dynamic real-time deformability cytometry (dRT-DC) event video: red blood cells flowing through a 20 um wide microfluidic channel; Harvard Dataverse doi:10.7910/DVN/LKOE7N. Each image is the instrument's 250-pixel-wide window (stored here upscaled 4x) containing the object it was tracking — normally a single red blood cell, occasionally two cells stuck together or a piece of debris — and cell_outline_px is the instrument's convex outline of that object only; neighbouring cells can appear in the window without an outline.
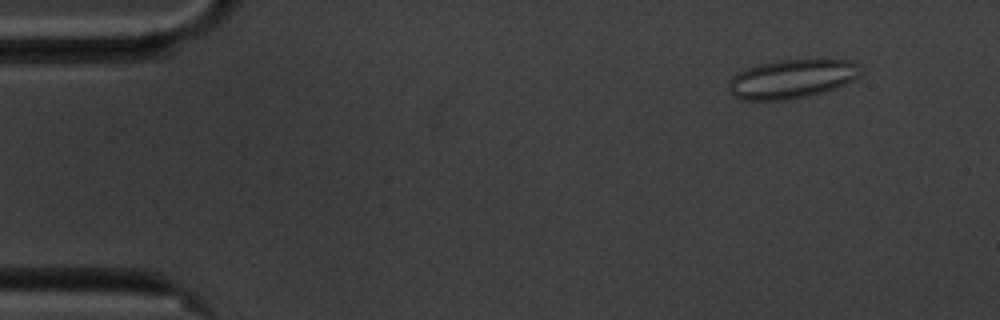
{"species": "common noctule bat (a hibernating species)", "species_latin": "Nyctalus noctula", "temperature_condition": "cold", "stored_images_in_passage": 57, "camera_frame_rate_fps": 3000, "um_per_image_px": 0.085, "animal": {"sex": "male", "body_mass_g": 20.1, "forearm_length_mm": 53.5}, "frame": {"image": 1, "passage_image": 6, "time_ms": 1.667, "image_size_px": [1000, 320], "cell_outline_px": [[864, 72], [860, 76], [844, 84], [820, 92], [788, 100], [740, 100], [732, 96], [728, 92], [728, 80], [732, 76], [748, 68], [760, 64], [780, 60], [848, 60]], "centroid_in_image_um": [67.22, 6.72], "position_along_channel_um": 17.8, "area_um2": 29.54}}
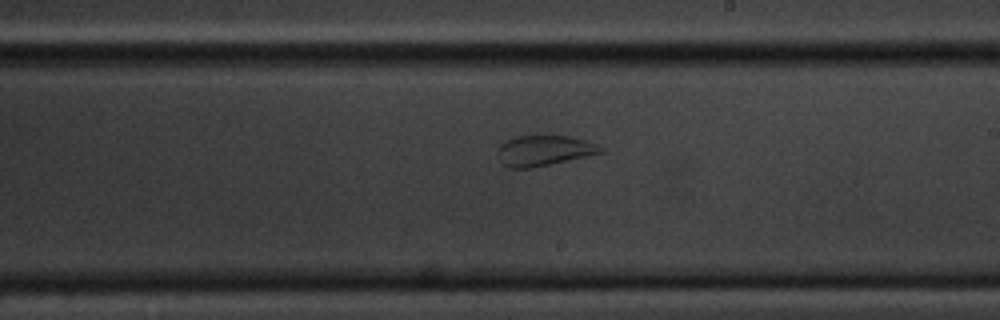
{"frame": {"image": 2, "passage_image": 33, "time_ms": 10.667, "image_size_px": [1000, 320], "cell_outline_px": [[604, 152], [532, 168], [508, 168], [500, 160], [500, 144], [516, 136], [568, 136], [596, 144], [604, 148]], "centroid_in_image_um": [46.25, 12.8], "position_along_channel_um": 242.7, "area_um2": 17.8}}
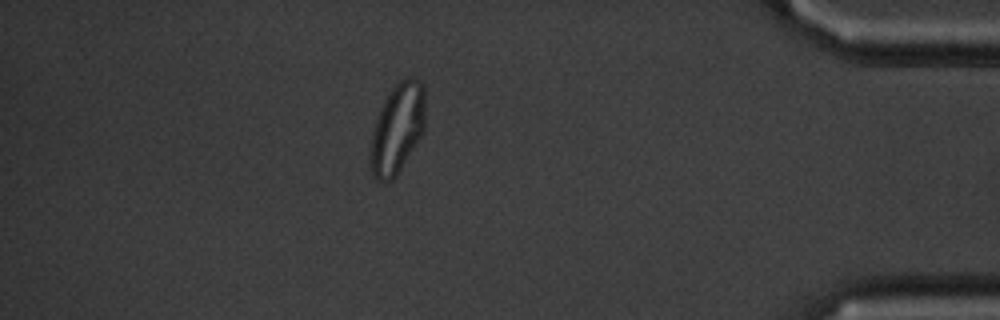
{"frame": {"image": 3, "passage_image": 50, "time_ms": 16.333, "image_size_px": [1000, 320], "cell_outline_px": [[424, 132], [396, 176], [392, 180], [380, 184], [372, 176], [368, 168], [368, 148], [376, 116], [388, 92], [400, 80], [408, 76], [420, 80], [424, 84]], "centroid_in_image_um": [33.71, 10.98], "position_along_channel_um": 401.5, "area_um2": 29.71}}